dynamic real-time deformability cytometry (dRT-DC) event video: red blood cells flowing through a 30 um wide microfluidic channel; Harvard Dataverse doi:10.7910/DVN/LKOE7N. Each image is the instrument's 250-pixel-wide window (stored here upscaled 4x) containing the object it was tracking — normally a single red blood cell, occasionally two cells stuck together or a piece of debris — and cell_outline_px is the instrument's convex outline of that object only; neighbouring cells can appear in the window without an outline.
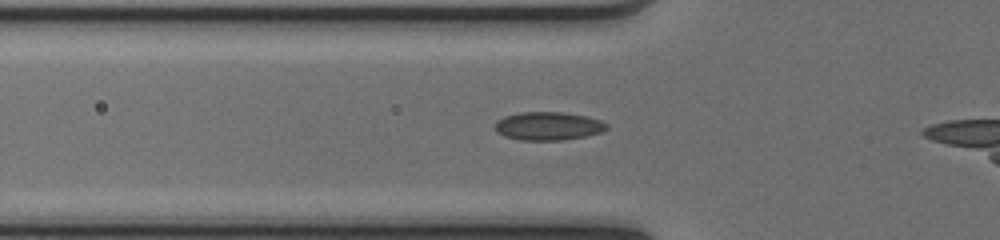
{"species": "common noctule bat (a hibernating species)", "species_latin": "Nyctalus noctula", "temperature_condition": "cold", "stored_images_in_passage": 26, "camera_frame_rate_fps": 3000, "um_per_image_px": 0.085, "animal": {"sex": "female", "body_mass_g": 17.0, "forearm_length_mm": 48.0}, "frame": {"image": 1, "passage_image": 2, "time_ms": 0.333, "image_size_px": [1000, 240], "cell_outline_px": [[608, 128], [600, 132], [584, 136], [560, 140], [520, 140], [504, 136], [496, 132], [492, 128], [496, 120], [504, 116], [520, 112], [564, 112], [588, 116], [600, 120], [608, 124]], "centroid_in_image_um": [46.54, 10.7], "position_along_channel_um": 79.3, "area_um2": 18.61}}
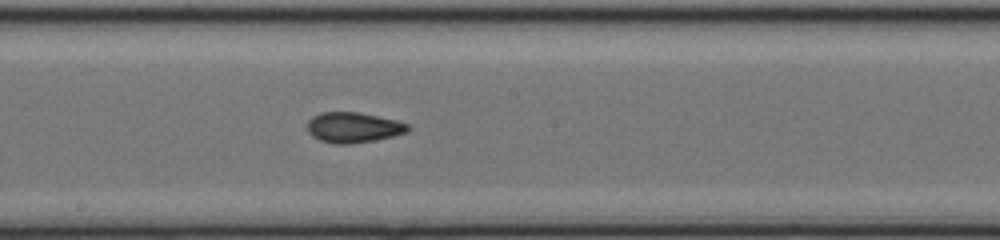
{"frame": {"image": 2, "passage_image": 12, "time_ms": 3.667, "image_size_px": [1000, 240], "cell_outline_px": [[412, 128], [408, 132], [392, 136], [372, 140], [348, 144], [336, 144], [320, 140], [312, 136], [308, 132], [308, 120], [312, 116], [320, 112], [356, 112], [396, 120], [408, 124]], "centroid_in_image_um": [30.02, 10.83], "position_along_channel_um": 218.2, "area_um2": 17.69}}
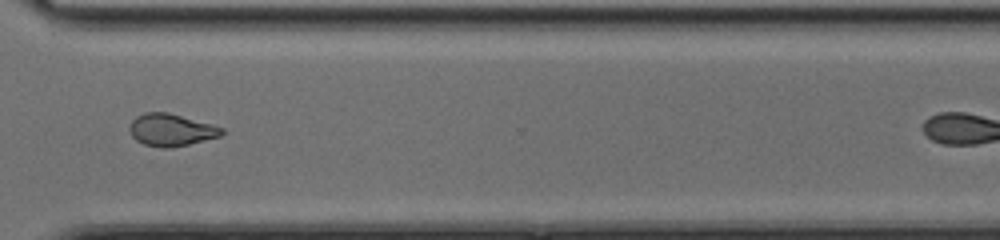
{"frame": {"image": 3, "passage_image": 22, "time_ms": 7.0, "image_size_px": [1000, 240], "cell_outline_px": [[224, 132], [220, 136], [172, 148], [160, 148], [144, 144], [136, 140], [132, 136], [128, 128], [132, 120], [136, 116], [144, 112], [168, 112], [212, 124], [224, 128]], "centroid_in_image_um": [14.53, 11.04], "position_along_channel_um": 356.1, "area_um2": 17.4}}